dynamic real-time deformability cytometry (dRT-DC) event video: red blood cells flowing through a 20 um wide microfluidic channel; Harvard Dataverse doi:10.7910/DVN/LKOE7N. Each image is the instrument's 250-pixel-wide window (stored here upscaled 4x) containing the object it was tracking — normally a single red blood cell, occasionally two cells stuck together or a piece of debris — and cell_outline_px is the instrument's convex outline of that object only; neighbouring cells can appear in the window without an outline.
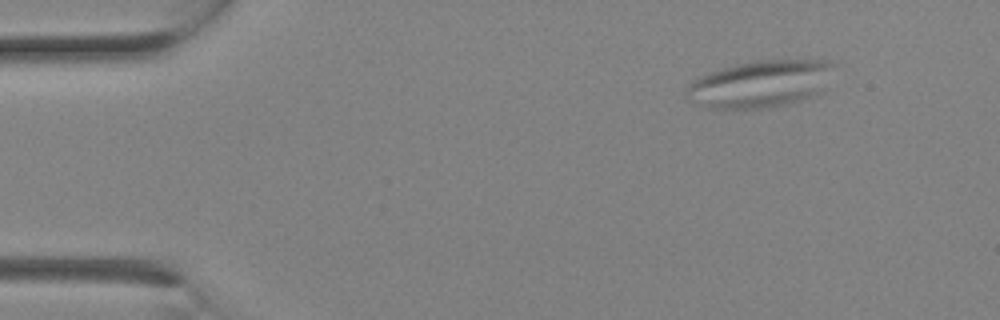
{"species": "Egyptian fruit bat (a non-hibernating species)", "species_latin": "Rousettus aegyptiacus", "temperature_condition": "room temperature", "stored_images_in_passage": 2, "camera_frame_rate_fps": 3000, "um_per_image_px": 0.085, "animal": {"sex": "female"}, "frame": {"image": 1, "passage_image": 2, "time_ms": 0.333, "image_size_px": [1000, 320], "cell_outline_px": [[836, 64], [820, 92], [800, 100], [784, 104], [764, 108], [712, 108], [688, 100], [684, 92], [684, 88], [692, 80], [700, 76], [724, 68], [756, 60], [832, 60]], "centroid_in_image_um": [64.6, 7.12], "position_along_channel_um": 20.4, "area_um2": 40.0}}